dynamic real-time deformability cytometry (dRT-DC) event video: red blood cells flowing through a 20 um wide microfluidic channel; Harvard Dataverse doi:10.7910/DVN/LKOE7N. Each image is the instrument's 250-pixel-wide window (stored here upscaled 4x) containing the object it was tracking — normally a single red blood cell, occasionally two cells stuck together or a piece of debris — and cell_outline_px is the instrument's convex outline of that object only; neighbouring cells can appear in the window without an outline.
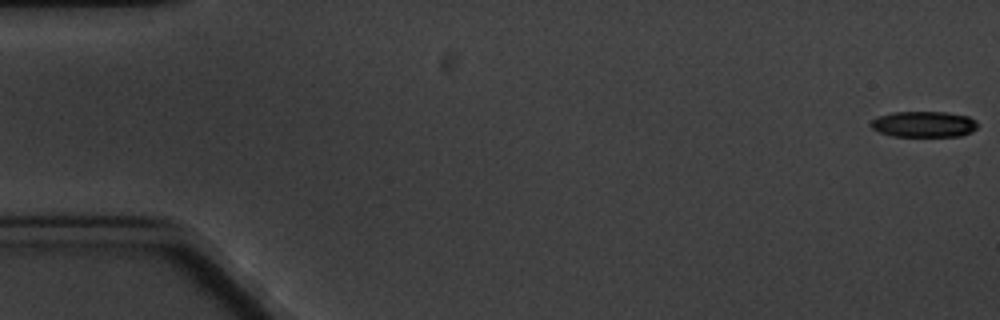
{"species": "common noctule bat (a hibernating species)", "species_latin": "Nyctalus noctula", "temperature_condition": "cold", "stored_images_in_passage": 9, "camera_frame_rate_fps": 3000, "um_per_image_px": 0.085, "animal": {"sex": "male", "body_mass_g": 20.1, "forearm_length_mm": 53.5}, "frame": {"image": 1, "passage_image": 1, "time_ms": 0.0, "image_size_px": [1000, 320], "cell_outline_px": [[976, 128], [972, 132], [960, 136], [892, 136], [880, 132], [872, 128], [868, 124], [872, 120], [880, 116], [892, 112], [944, 112], [968, 116], [976, 120]], "centroid_in_image_um": [78.52, 10.56], "position_along_channel_um": 6.5, "area_um2": 16.07}}
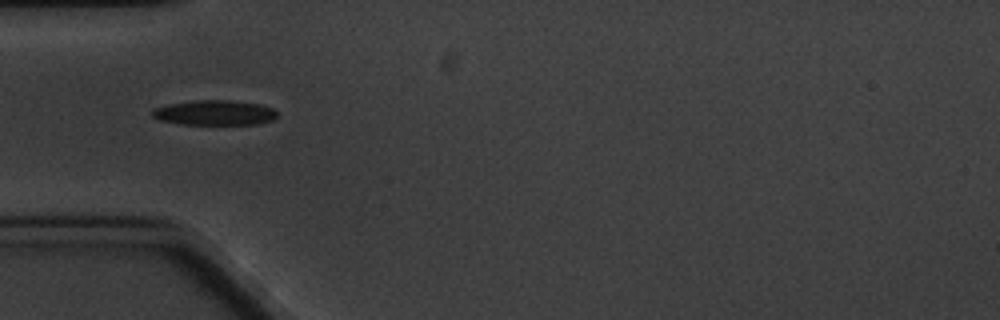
{"frame": {"image": 2, "passage_image": 6, "time_ms": 6.0, "image_size_px": [1000, 320], "cell_outline_px": [[276, 116], [272, 120], [260, 124], [180, 124], [160, 120], [152, 116], [152, 112], [156, 108], [168, 104], [196, 100], [228, 100], [260, 104], [272, 108], [276, 112]], "centroid_in_image_um": [18.25, 9.58], "position_along_channel_um": 66.8, "area_um2": 18.03}}